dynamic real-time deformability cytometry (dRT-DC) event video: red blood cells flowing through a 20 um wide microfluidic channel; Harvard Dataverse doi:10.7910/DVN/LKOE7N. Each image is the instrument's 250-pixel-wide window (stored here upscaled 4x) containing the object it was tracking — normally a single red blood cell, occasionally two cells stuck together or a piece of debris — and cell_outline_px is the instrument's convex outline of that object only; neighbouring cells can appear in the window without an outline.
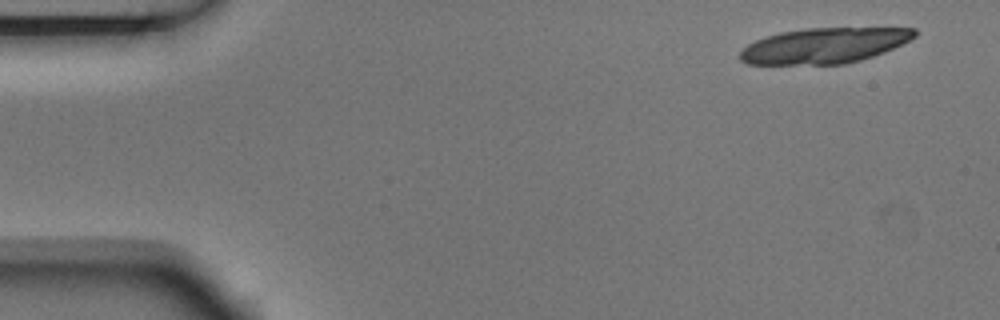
{"species": "Egyptian fruit bat (a non-hibernating species)", "species_latin": "Rousettus aegyptiacus", "temperature_condition": "room temperature", "stored_images_in_passage": 5, "camera_frame_rate_fps": 3000, "um_per_image_px": 0.085, "animal": {"sex": "male"}, "frame": {"image": 1, "passage_image": 1, "time_ms": 0.0, "image_size_px": [1000, 320], "cell_outline_px": [[916, 36], [884, 52], [860, 60], [844, 64], [748, 64], [740, 60], [740, 52], [748, 44], [764, 36], [780, 32], [804, 28], [916, 28]], "centroid_in_image_um": [70.02, 3.87], "position_along_channel_um": 15.0, "area_um2": 35.84}}